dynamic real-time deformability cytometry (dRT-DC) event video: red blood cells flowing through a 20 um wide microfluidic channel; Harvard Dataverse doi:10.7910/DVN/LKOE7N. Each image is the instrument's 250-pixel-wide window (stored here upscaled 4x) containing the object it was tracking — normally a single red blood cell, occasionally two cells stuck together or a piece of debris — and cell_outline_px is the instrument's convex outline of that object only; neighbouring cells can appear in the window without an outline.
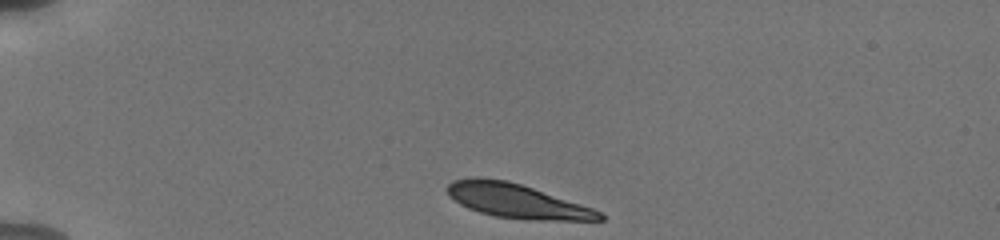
{"species": "human", "species_latin": "Homo sapiens", "temperature_condition": "cold", "stored_images_in_passage": 42, "camera_frame_rate_fps": 3000, "um_per_image_px": 0.085, "donor": {"sex": "male"}, "frame": {"image": 1, "passage_image": 1, "time_ms": 0.0, "image_size_px": [1000, 240], "cell_outline_px": [[604, 220], [540, 220], [496, 216], [480, 212], [468, 208], [460, 204], [444, 188], [452, 180], [472, 176], [476, 176], [508, 180], [592, 208], [600, 212], [604, 216]], "centroid_in_image_um": [43.87, 17.06], "position_along_channel_um": 41.1, "area_um2": 29.88}}
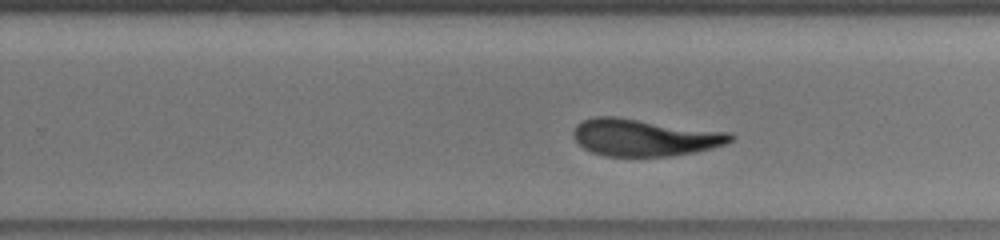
{"frame": {"image": 2, "passage_image": 24, "time_ms": 7.667, "image_size_px": [1000, 240], "cell_outline_px": [[736, 136], [732, 140], [724, 144], [712, 148], [696, 152], [672, 156], [604, 156], [592, 152], [584, 148], [572, 136], [572, 132], [576, 124], [584, 120], [596, 116], [616, 116], [732, 132]], "centroid_in_image_um": [54.8, 11.67], "position_along_channel_um": 275.0, "area_um2": 34.33}}
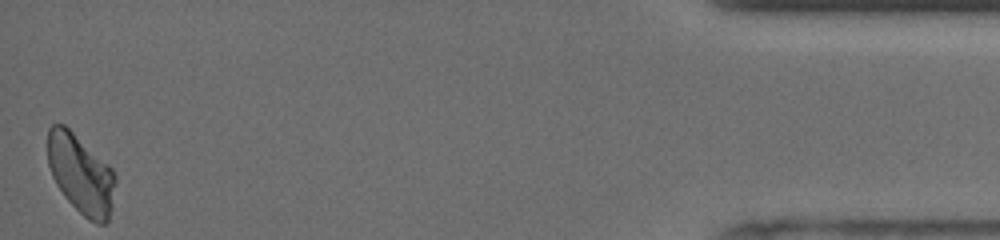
{"frame": {"image": 3, "passage_image": 42, "time_ms": 13.667, "image_size_px": [1000, 240], "cell_outline_px": [[116, 180], [112, 208], [108, 224], [96, 224], [88, 220], [64, 196], [56, 184], [52, 176], [48, 164], [48, 128], [52, 124], [64, 124], [108, 164], [112, 168], [116, 176]], "centroid_in_image_um": [6.89, 14.83], "position_along_channel_um": 428.3, "area_um2": 31.33}, "authors_computed_cell_mechanics": {"area_um2": 33.813, "velocity_mm_per_s": 3.773, "shape_relaxation_time_tau1_ms": 4.2189, "shape_relaxation_time_tau2_ms": 1.7696, "deformation_change_tau1": 0.1437, "deformation_change_tau2": 0.0521}}